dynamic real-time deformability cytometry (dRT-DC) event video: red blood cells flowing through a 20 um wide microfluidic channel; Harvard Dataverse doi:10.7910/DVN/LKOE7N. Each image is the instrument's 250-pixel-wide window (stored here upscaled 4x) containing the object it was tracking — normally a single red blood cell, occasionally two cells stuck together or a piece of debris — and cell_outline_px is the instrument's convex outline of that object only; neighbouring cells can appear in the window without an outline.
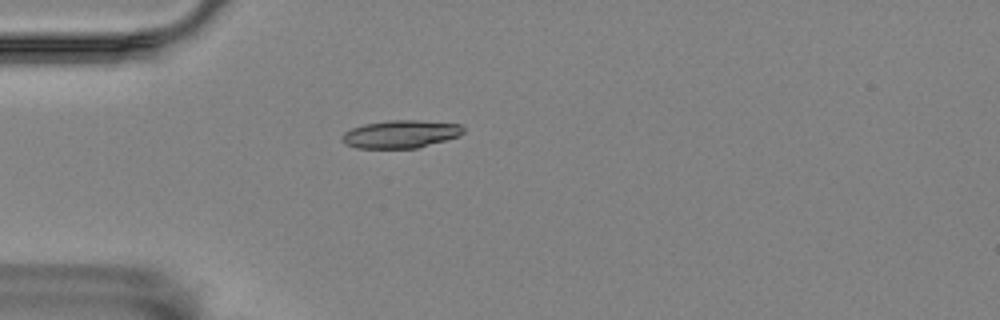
{"species": "Egyptian fruit bat (a non-hibernating species)", "species_latin": "Rousettus aegyptiacus", "temperature_condition": "room temperature", "stored_images_in_passage": 58, "camera_frame_rate_fps": 3000, "um_per_image_px": 0.085, "animal": {"sex": "female"}, "frame": {"image": 1, "passage_image": 17, "time_ms": 5.333, "image_size_px": [1000, 320], "cell_outline_px": [[464, 132], [460, 136], [416, 148], [356, 148], [344, 144], [340, 140], [340, 136], [344, 132], [352, 128], [364, 124], [388, 120], [420, 120], [460, 124], [464, 128]], "centroid_in_image_um": [34.02, 11.4], "position_along_channel_um": 51.0, "area_um2": 19.83}}
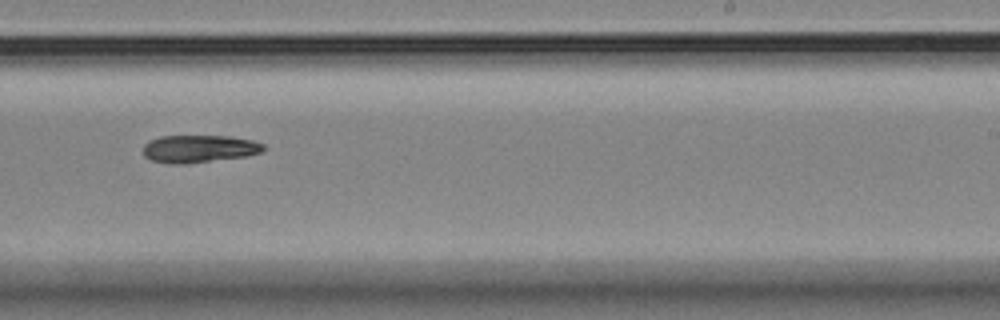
{"frame": {"image": 2, "passage_image": 37, "time_ms": 12.0, "image_size_px": [1000, 320], "cell_outline_px": [[264, 152], [248, 156], [184, 164], [168, 164], [152, 160], [144, 156], [144, 144], [148, 140], [160, 136], [232, 136], [252, 140], [264, 144]], "centroid_in_image_um": [16.93, 12.64], "position_along_channel_um": 272.1, "area_um2": 19.54}}
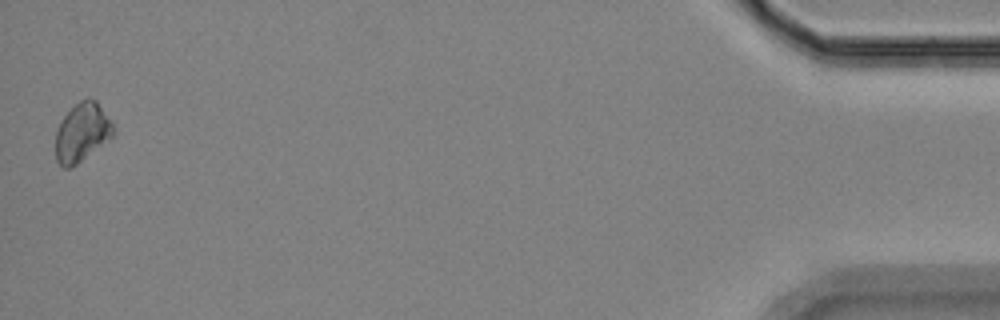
{"frame": {"image": 3, "passage_image": 58, "time_ms": 19.0, "image_size_px": [1000, 320], "cell_outline_px": [[116, 132], [112, 136], [76, 164], [68, 168], [64, 168], [56, 160], [56, 132], [64, 116], [80, 100], [88, 96], [96, 100], [116, 128]], "centroid_in_image_um": [6.99, 11.22], "position_along_channel_um": 428.2, "area_um2": 19.36}, "authors_computed_cell_mechanics": {"area_um2": 19.3341, "velocity_mm_per_s": 3.4734, "shape_relaxation_time_tau1_ms": 1.8101, "shape_relaxation_time_tau2_ms": null, "deformation_change_tau1": 0.061, "deformation_change_tau2": null}}